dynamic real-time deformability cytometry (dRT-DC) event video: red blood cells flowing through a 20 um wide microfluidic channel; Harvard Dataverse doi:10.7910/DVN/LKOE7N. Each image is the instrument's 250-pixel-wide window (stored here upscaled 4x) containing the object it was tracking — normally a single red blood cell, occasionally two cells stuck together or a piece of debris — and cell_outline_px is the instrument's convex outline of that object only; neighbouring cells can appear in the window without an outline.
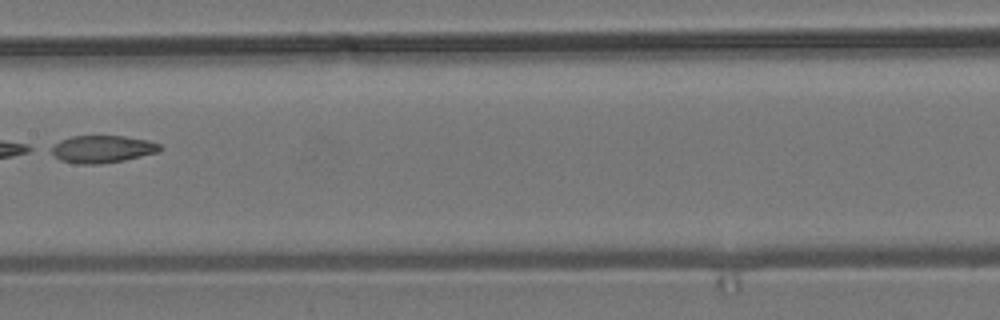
{"species": "common noctule bat (a hibernating species)", "species_latin": "Nyctalus noctula", "temperature_condition": "room temperature", "stored_images_in_passage": 6, "camera_frame_rate_fps": 3000, "um_per_image_px": 0.085, "animal": {"sex": "male", "body_mass_g": 19.2, "forearm_length_mm": 51.8}, "frame": {"image": 1, "passage_image": 5, "time_ms": 1.333, "image_size_px": [1000, 320], "cell_outline_px": [[164, 148], [160, 152], [124, 160], [100, 164], [76, 164], [60, 160], [48, 148], [60, 140], [72, 136], [124, 136], [148, 140], [160, 144]], "centroid_in_image_um": [8.71, 12.67], "position_along_channel_um": 198.7, "area_um2": 17.51}}
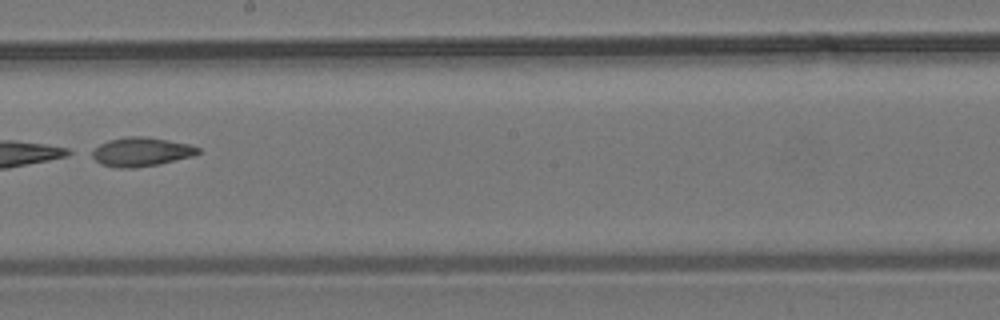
{"frame": {"image": 2, "passage_image": 6, "time_ms": 1.667, "image_size_px": [1000, 320], "cell_outline_px": [[200, 152], [196, 156], [160, 164], [136, 168], [120, 168], [100, 164], [88, 152], [100, 144], [108, 140], [128, 136], [148, 136], [192, 144], [200, 148]], "centroid_in_image_um": [12.04, 12.9], "position_along_channel_um": 236.2, "area_um2": 18.38}}